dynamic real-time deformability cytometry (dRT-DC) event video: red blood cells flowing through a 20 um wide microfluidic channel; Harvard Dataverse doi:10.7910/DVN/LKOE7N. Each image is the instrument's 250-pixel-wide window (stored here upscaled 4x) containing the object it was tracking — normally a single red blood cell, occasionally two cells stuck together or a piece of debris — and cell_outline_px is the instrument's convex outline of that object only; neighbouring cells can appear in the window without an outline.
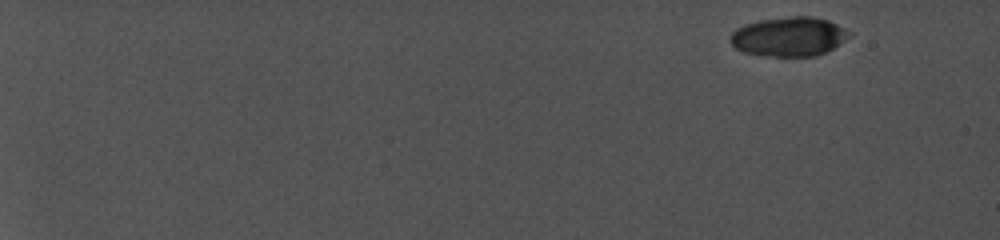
{"species": "common noctule bat (a hibernating species)", "species_latin": "Nyctalus noctula", "temperature_condition": "cold", "stored_images_in_passage": 3, "segment_of_instrument_passage": [2, 2], "camera_frame_rate_fps": 5000, "um_per_image_px": 0.085, "animal": {"sex": "female", "body_mass_g": 19.0, "forearm_length_mm": 56.7}, "frame": {"image": 1, "passage_image": 3, "time_ms": 1.0, "image_size_px": [1000, 240], "cell_outline_px": [[852, 36], [840, 44], [816, 56], [772, 56], [744, 52], [736, 48], [732, 44], [728, 36], [736, 28], [744, 24], [760, 20], [792, 16], [812, 16], [828, 20], [852, 32]], "centroid_in_image_um": [67.07, 3.1], "position_along_channel_um": 17.9, "area_um2": 27.28}}